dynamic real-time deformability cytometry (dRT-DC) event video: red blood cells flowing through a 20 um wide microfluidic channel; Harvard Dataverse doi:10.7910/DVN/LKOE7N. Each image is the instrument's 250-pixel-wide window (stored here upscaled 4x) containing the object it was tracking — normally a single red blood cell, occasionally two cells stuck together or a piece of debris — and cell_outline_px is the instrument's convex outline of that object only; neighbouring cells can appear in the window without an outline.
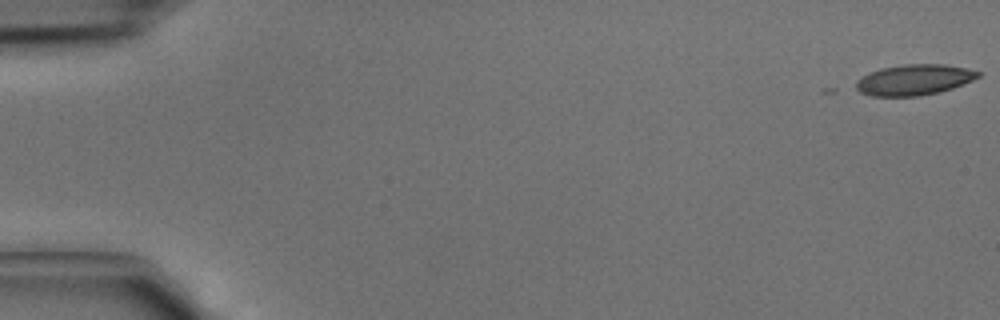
{"species": "common noctule bat (a hibernating species)", "species_latin": "Nyctalus noctula", "temperature_condition": "cold", "stored_images_in_passage": 4, "camera_frame_rate_fps": 3000, "um_per_image_px": 0.085, "animal": {"sex": "male", "body_mass_g": 15.6}, "frame": {"image": 1, "passage_image": 1, "time_ms": 0.0, "image_size_px": [1000, 320], "cell_outline_px": [[980, 76], [964, 84], [940, 92], [920, 96], [872, 96], [860, 92], [852, 88], [856, 80], [880, 68], [904, 64], [944, 64], [964, 68], [980, 72]], "centroid_in_image_um": [77.66, 6.79], "position_along_channel_um": 7.3, "area_um2": 21.91}}